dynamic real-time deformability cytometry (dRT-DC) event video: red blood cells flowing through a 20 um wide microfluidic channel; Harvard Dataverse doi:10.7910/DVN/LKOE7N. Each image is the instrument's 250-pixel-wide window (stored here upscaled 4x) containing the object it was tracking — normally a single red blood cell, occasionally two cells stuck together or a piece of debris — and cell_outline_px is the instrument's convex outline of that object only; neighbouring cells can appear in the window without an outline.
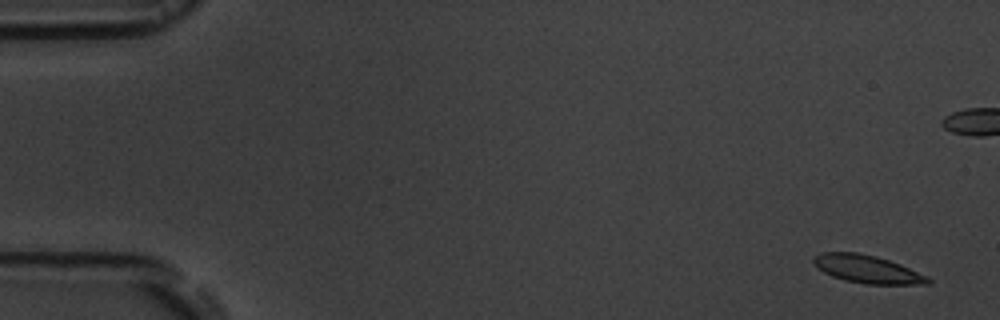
{"species": "common noctule bat (a hibernating species)", "species_latin": "Nyctalus noctula", "temperature_condition": "room temperature", "stored_images_in_passage": 6, "camera_frame_rate_fps": 3000, "um_per_image_px": 0.085, "animal": {"sex": "male", "body_mass_g": 19.5, "forearm_length_mm": 54.6}, "frame": {"image": 1, "passage_image": 1, "time_ms": 0.0, "image_size_px": [1000, 320], "cell_outline_px": [[932, 284], [864, 284], [844, 280], [832, 276], [816, 268], [812, 260], [820, 252], [856, 252], [876, 256], [900, 264], [928, 276], [932, 280]], "centroid_in_image_um": [73.72, 22.88], "position_along_channel_um": 11.3, "area_um2": 18.67}}
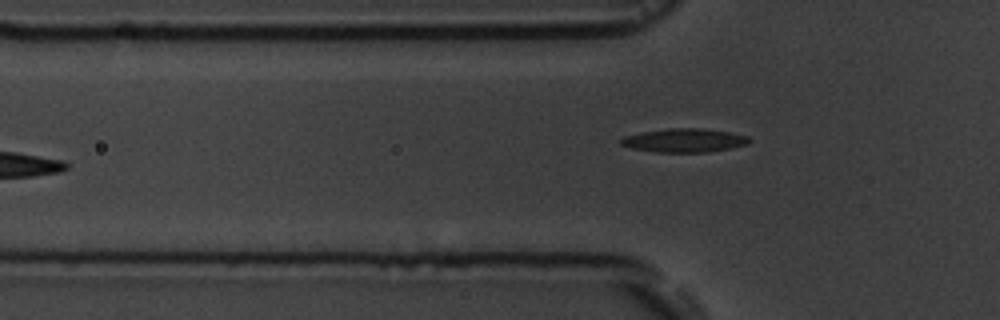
{"frame": {"image": 2, "passage_image": 6, "time_ms": 7.0, "image_size_px": [1000, 320], "cell_outline_px": [[752, 140], [748, 144], [708, 152], [656, 152], [632, 148], [620, 144], [620, 140], [624, 136], [644, 132], [668, 128], [700, 128], [728, 132], [748, 136]], "centroid_in_image_um": [58.17, 11.93], "position_along_channel_um": 67.6, "area_um2": 17.51}}